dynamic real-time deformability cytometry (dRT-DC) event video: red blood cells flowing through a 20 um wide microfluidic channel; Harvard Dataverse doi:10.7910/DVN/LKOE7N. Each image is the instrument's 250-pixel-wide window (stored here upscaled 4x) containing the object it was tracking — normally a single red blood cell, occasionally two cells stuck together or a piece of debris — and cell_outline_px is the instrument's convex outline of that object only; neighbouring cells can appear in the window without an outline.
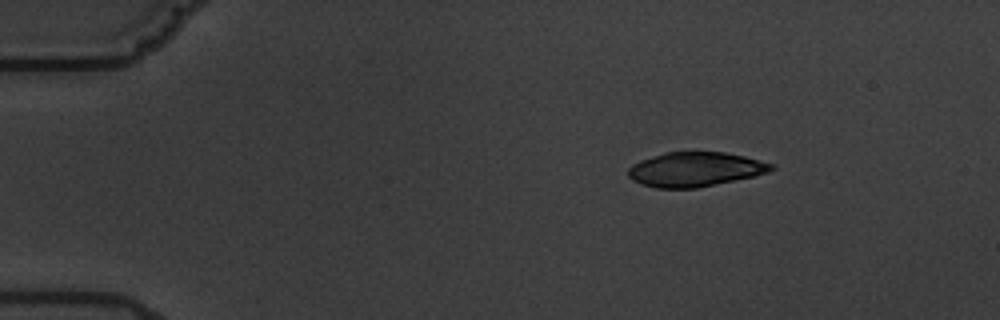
{"species": "common noctule bat (a hibernating species)", "species_latin": "Nyctalus noctula", "temperature_condition": "warm", "stored_images_in_passage": 6, "camera_frame_rate_fps": 3000, "um_per_image_px": 0.085, "animal": {"sex": "male", "body_mass_g": 19.5, "forearm_length_mm": 54.6}, "frame": {"image": 1, "passage_image": 3, "time_ms": 3.0, "image_size_px": [1000, 320], "cell_outline_px": [[776, 168], [768, 172], [752, 176], [696, 188], [656, 188], [640, 184], [632, 180], [628, 176], [628, 168], [632, 164], [640, 160], [664, 152], [724, 152], [744, 156], [776, 164]], "centroid_in_image_um": [59.07, 14.39], "position_along_channel_um": 25.9, "area_um2": 28.73}}